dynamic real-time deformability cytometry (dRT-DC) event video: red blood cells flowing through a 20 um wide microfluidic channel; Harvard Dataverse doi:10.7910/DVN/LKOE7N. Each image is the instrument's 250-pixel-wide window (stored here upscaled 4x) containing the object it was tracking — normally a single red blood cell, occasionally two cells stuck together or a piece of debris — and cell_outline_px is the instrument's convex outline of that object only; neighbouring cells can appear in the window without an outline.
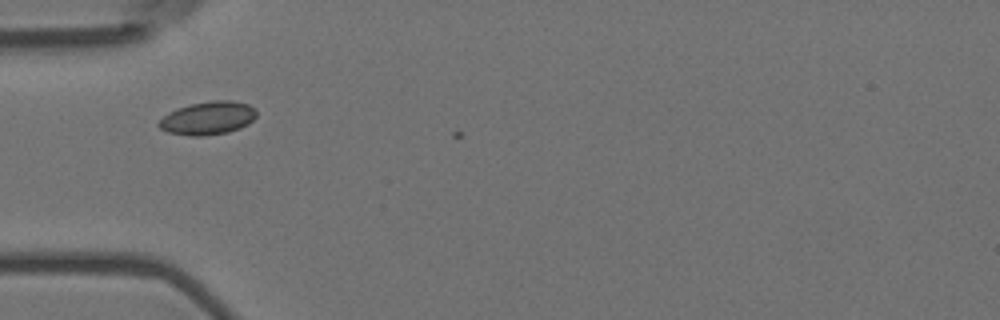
{"species": "Egyptian fruit bat (a non-hibernating species)", "species_latin": "Rousettus aegyptiacus", "temperature_condition": "room temperature", "stored_images_in_passage": 4, "camera_frame_rate_fps": 3000, "um_per_image_px": 0.085, "animal": {"sex": "female"}, "frame": {"image": 1, "passage_image": 3, "time_ms": 0.667, "image_size_px": [1000, 320], "cell_outline_px": [[256, 116], [248, 124], [240, 128], [228, 132], [204, 136], [192, 136], [168, 132], [160, 128], [156, 124], [168, 112], [176, 108], [192, 104], [212, 100], [232, 100], [248, 104], [256, 108]], "centroid_in_image_um": [17.68, 10.03], "position_along_channel_um": 67.3, "area_um2": 18.96}}